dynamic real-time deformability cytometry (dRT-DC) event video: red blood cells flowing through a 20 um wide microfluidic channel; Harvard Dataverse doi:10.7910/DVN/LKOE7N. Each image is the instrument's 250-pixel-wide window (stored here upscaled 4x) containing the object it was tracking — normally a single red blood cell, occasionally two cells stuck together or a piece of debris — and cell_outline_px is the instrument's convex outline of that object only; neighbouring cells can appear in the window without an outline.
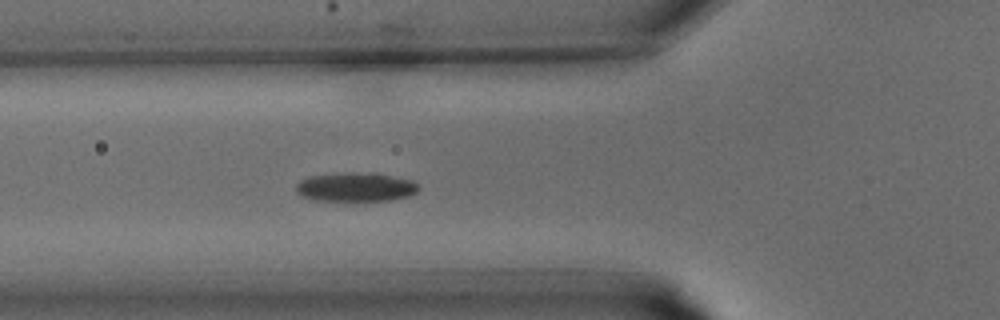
{"species": "common noctule bat (a hibernating species)", "species_latin": "Nyctalus noctula", "temperature_condition": "warm", "stored_images_in_passage": 26, "segment_of_instrument_passage": [1, 2], "camera_frame_rate_fps": 3000, "um_per_image_px": 0.085, "animal": {"sex": "male", "body_mass_g": 15.6}, "frame": {"image": 1, "passage_image": 4, "time_ms": 1.0, "image_size_px": [1000, 320], "cell_outline_px": [[420, 188], [416, 192], [408, 196], [392, 200], [316, 200], [304, 196], [296, 192], [296, 184], [300, 180], [308, 176], [348, 172], [356, 172], [388, 176], [412, 180], [420, 184]], "centroid_in_image_um": [30.23, 15.9], "position_along_channel_um": 95.6, "area_um2": 20.4}}
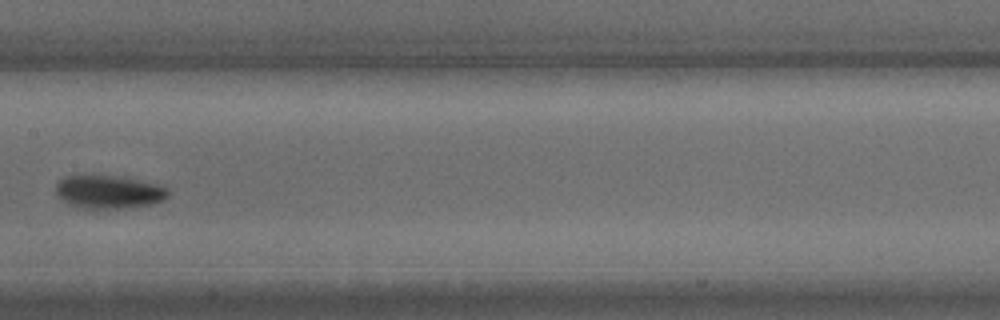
{"frame": {"image": 2, "passage_image": 9, "time_ms": 2.667, "image_size_px": [1000, 320], "cell_outline_px": [[168, 196], [164, 200], [148, 204], [128, 208], [76, 208], [68, 204], [56, 196], [56, 184], [64, 176], [124, 176], [156, 184], [168, 188]], "centroid_in_image_um": [9.22, 16.32], "position_along_channel_um": 198.2, "area_um2": 21.79}}
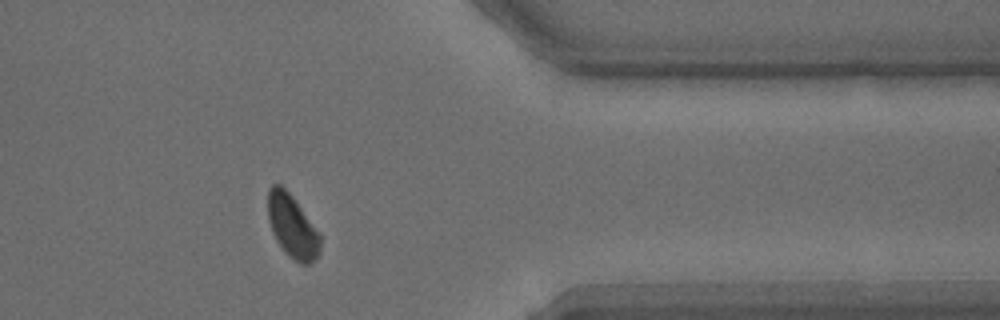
{"frame": {"image": 3, "passage_image": 19, "time_ms": 6.0, "image_size_px": [1000, 320], "cell_outline_px": [[320, 252], [308, 264], [300, 264], [288, 256], [284, 252], [276, 240], [272, 232], [268, 220], [268, 188], [272, 184], [280, 184], [296, 200], [320, 232]], "centroid_in_image_um": [24.84, 19.23], "position_along_channel_um": 386.6, "area_um2": 19.42}}